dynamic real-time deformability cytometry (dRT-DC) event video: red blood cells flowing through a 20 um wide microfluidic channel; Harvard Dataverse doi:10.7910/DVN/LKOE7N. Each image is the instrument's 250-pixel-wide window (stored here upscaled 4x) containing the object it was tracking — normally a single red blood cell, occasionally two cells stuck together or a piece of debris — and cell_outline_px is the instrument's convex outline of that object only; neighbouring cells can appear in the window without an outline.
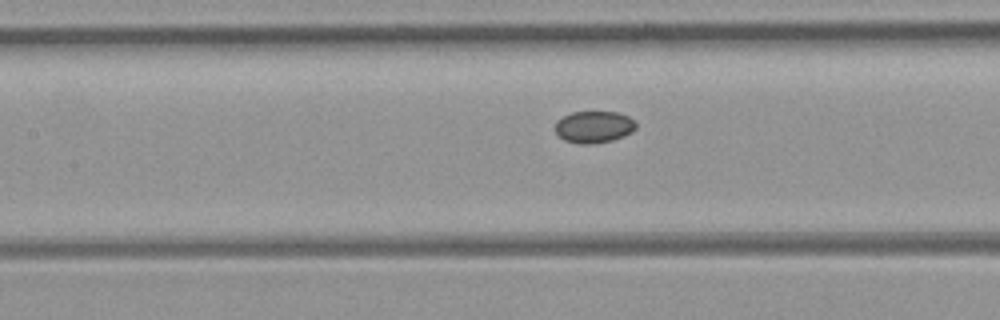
{"species": "common noctule bat (a hibernating species)", "species_latin": "Nyctalus noctula", "temperature_condition": "room temperature", "stored_images_in_passage": 21, "camera_frame_rate_fps": 3000, "um_per_image_px": 0.085, "animal": {"sex": "female", "body_mass_g": 21.9}, "frame": {"image": 1, "passage_image": 12, "time_ms": 3.667, "image_size_px": [1000, 320], "cell_outline_px": [[636, 128], [632, 132], [624, 136], [612, 140], [592, 144], [580, 144], [564, 140], [556, 132], [556, 120], [572, 112], [616, 112], [628, 116], [636, 124]], "centroid_in_image_um": [50.48, 10.79], "position_along_channel_um": 156.9, "area_um2": 14.91}}
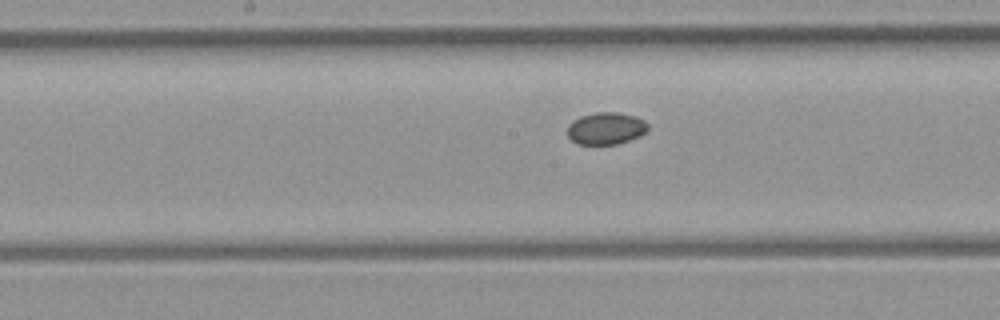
{"frame": {"image": 2, "passage_image": 15, "time_ms": 4.667, "image_size_px": [1000, 320], "cell_outline_px": [[648, 128], [640, 136], [616, 144], [580, 144], [572, 140], [568, 136], [568, 124], [572, 120], [580, 116], [596, 112], [616, 112], [636, 116], [644, 120], [648, 124]], "centroid_in_image_um": [51.5, 10.9], "position_along_channel_um": 196.7, "area_um2": 15.03}}
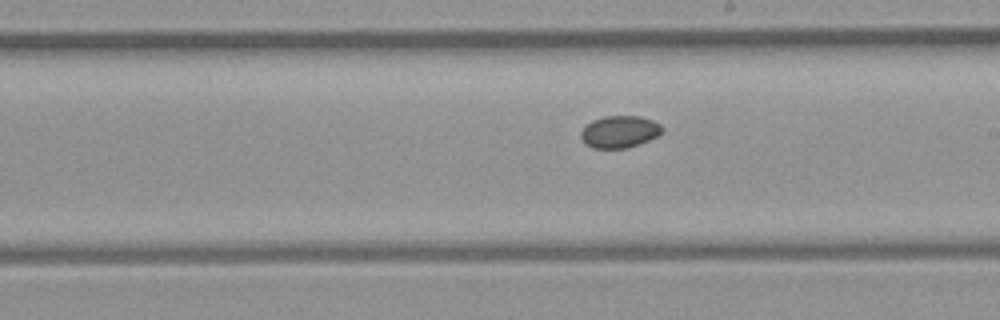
{"frame": {"image": 3, "passage_image": 18, "time_ms": 5.667, "image_size_px": [1000, 320], "cell_outline_px": [[664, 128], [656, 136], [640, 144], [628, 148], [592, 148], [584, 144], [580, 136], [580, 132], [592, 120], [604, 116], [640, 116], [652, 120], [660, 124]], "centroid_in_image_um": [52.64, 11.2], "position_along_channel_um": 236.4, "area_um2": 15.2}}